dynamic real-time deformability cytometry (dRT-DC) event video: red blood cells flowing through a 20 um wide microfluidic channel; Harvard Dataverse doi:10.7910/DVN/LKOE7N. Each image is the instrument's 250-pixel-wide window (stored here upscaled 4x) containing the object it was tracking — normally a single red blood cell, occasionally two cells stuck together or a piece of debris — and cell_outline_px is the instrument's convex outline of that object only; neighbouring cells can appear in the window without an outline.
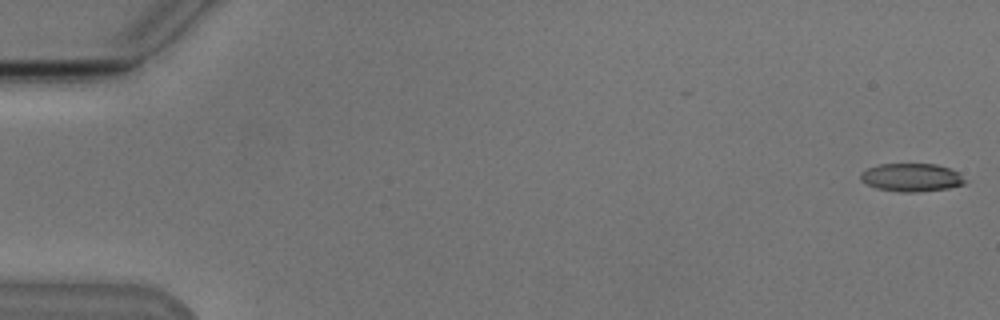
{"species": "Egyptian fruit bat (a non-hibernating species)", "species_latin": "Rousettus aegyptiacus", "temperature_condition": "cold", "stored_images_in_passage": 48, "camera_frame_rate_fps": 3000, "um_per_image_px": 0.085, "animal": {"sex": "male"}, "frame": {"image": 1, "passage_image": 1, "time_ms": 0.0, "image_size_px": [1000, 320], "cell_outline_px": [[968, 180], [964, 184], [948, 188], [916, 192], [900, 192], [876, 188], [860, 180], [860, 172], [868, 168], [880, 164], [936, 164], [948, 168], [956, 172]], "centroid_in_image_um": [77.46, 15.08], "position_along_channel_um": 7.5, "area_um2": 17.05}}
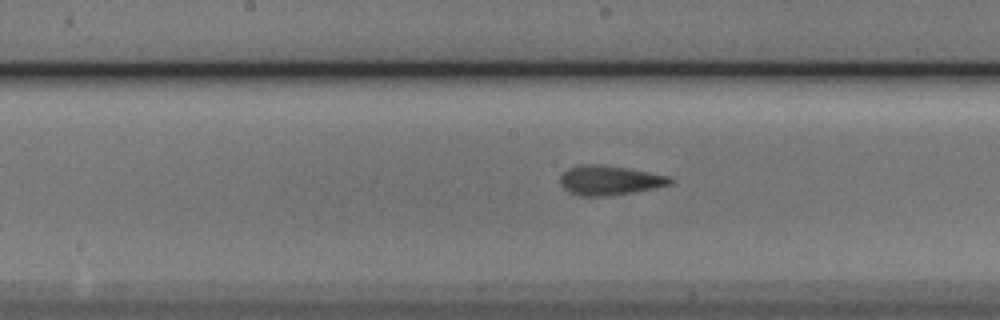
{"frame": {"image": 2, "passage_image": 28, "time_ms": 9.0, "image_size_px": [1000, 320], "cell_outline_px": [[672, 184], [632, 192], [608, 196], [580, 196], [568, 192], [560, 184], [560, 176], [568, 168], [580, 164], [600, 164], [628, 168], [668, 176], [672, 180]], "centroid_in_image_um": [51.75, 15.32], "position_along_channel_um": 196.4, "area_um2": 18.84}}
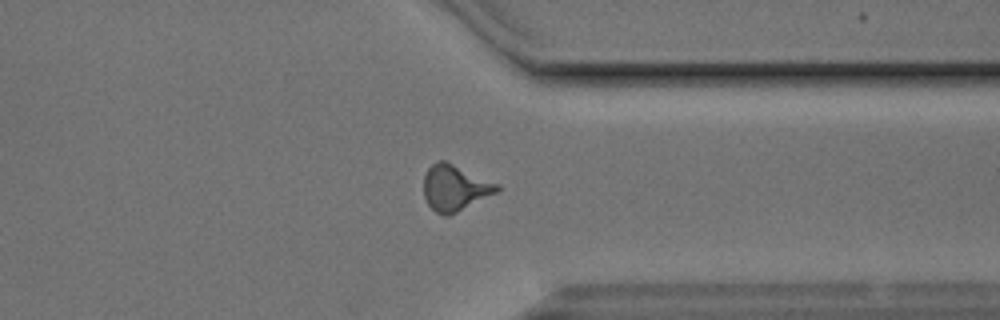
{"frame": {"image": 3, "passage_image": 42, "time_ms": 13.667, "image_size_px": [1000, 320], "cell_outline_px": [[500, 188], [496, 192], [448, 216], [444, 216], [436, 212], [428, 204], [424, 196], [424, 176], [428, 168], [436, 160], [444, 160], [500, 184]], "centroid_in_image_um": [38.64, 15.95], "position_along_channel_um": 372.8, "area_um2": 19.36}}